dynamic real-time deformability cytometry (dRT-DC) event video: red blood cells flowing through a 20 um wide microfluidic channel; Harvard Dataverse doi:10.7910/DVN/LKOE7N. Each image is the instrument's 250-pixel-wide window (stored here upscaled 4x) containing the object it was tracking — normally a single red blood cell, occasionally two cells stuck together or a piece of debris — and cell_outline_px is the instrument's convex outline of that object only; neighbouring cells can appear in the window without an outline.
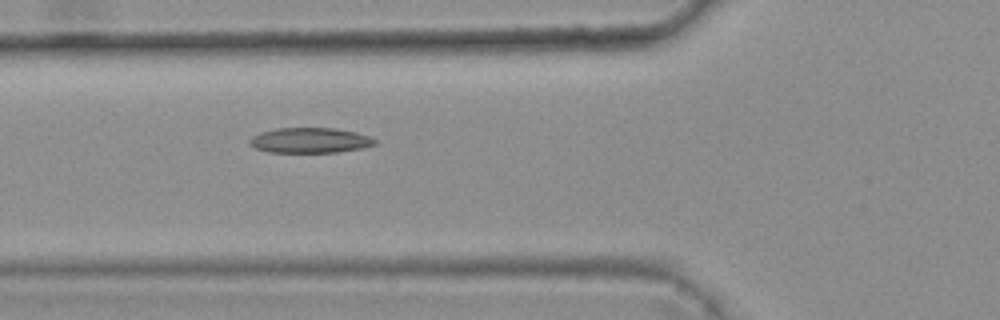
{"species": "common noctule bat (a hibernating species)", "species_latin": "Nyctalus noctula", "temperature_condition": "warm", "stored_images_in_passage": 5, "camera_frame_rate_fps": 3000, "um_per_image_px": 0.085, "animal": {"sex": "female", "body_mass_g": 25.1}, "frame": {"image": 1, "passage_image": 5, "time_ms": 1.333, "image_size_px": [1000, 320], "cell_outline_px": [[380, 140], [376, 144], [364, 148], [336, 152], [268, 152], [256, 148], [248, 144], [248, 140], [252, 136], [260, 132], [276, 128], [336, 128], [356, 132]], "centroid_in_image_um": [26.36, 11.92], "position_along_channel_um": 99.4, "area_um2": 18.61}}